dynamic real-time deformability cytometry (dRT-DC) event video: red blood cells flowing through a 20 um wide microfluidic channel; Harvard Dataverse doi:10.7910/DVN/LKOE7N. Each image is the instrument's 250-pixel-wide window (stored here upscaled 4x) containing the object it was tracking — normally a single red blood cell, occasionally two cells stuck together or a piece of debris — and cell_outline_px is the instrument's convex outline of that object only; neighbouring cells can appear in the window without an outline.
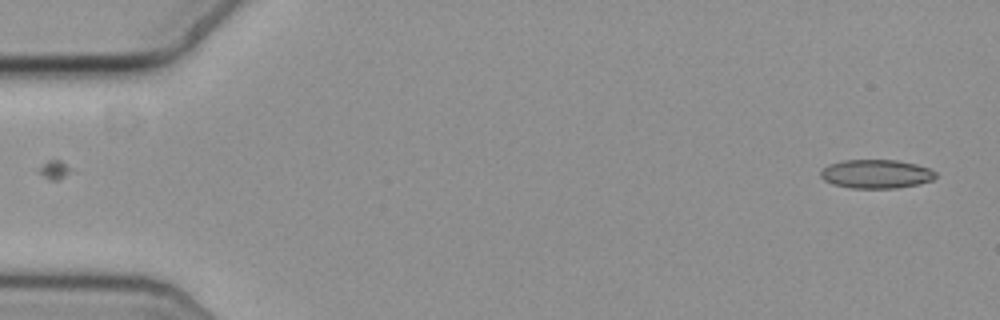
{"species": "common noctule bat (a hibernating species)", "species_latin": "Nyctalus noctula", "temperature_condition": "cold", "stored_images_in_passage": 55, "camera_frame_rate_fps": 3000, "um_per_image_px": 0.085, "animal": {"sex": "female", "body_mass_g": 19.3, "forearm_length_mm": 54.1}, "frame": {"image": 1, "passage_image": 1, "time_ms": 0.0, "image_size_px": [1000, 320], "cell_outline_px": [[936, 176], [932, 180], [916, 184], [896, 188], [852, 188], [832, 184], [824, 180], [820, 176], [820, 172], [828, 164], [844, 160], [896, 160], [916, 164], [928, 168], [936, 172]], "centroid_in_image_um": [74.45, 14.78], "position_along_channel_um": 10.6, "area_um2": 19.19}}
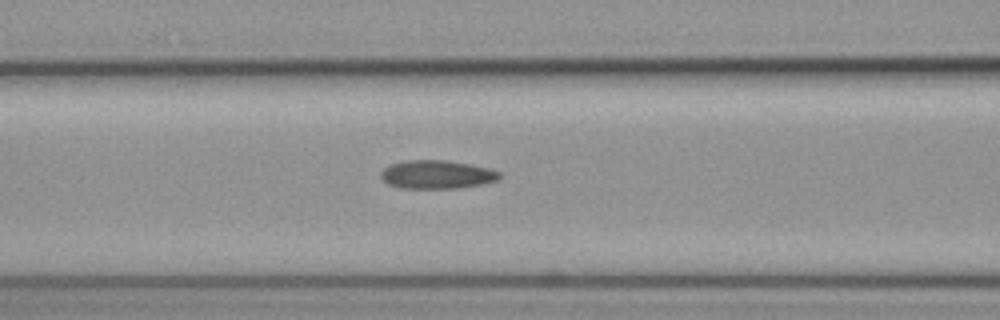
{"frame": {"image": 2, "passage_image": 22, "time_ms": 7.0, "image_size_px": [1000, 320], "cell_outline_px": [[500, 176], [496, 180], [484, 184], [460, 188], [400, 188], [388, 184], [380, 176], [380, 172], [384, 168], [392, 164], [404, 160], [448, 160], [488, 168], [500, 172]], "centroid_in_image_um": [37.12, 14.83], "position_along_channel_um": 129.5, "area_um2": 19.65}}
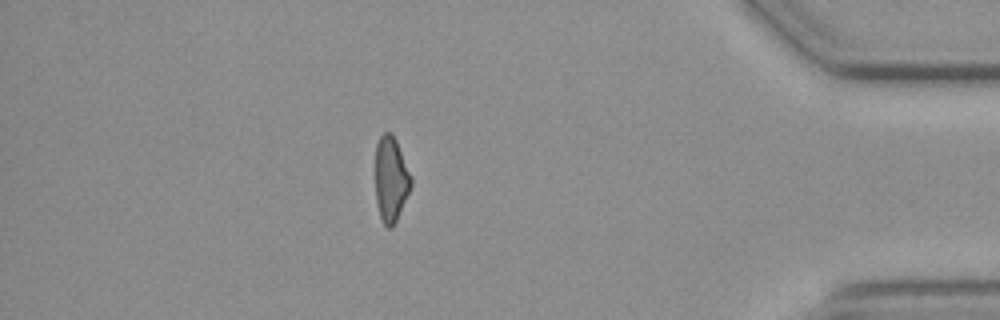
{"frame": {"image": 3, "passage_image": 48, "time_ms": 15.667, "image_size_px": [1000, 320], "cell_outline_px": [[412, 184], [396, 220], [392, 228], [388, 228], [384, 224], [380, 216], [376, 200], [376, 144], [380, 136], [384, 132], [392, 132], [396, 140], [412, 176]], "centroid_in_image_um": [33.23, 15.2], "position_along_channel_um": 402.0, "area_um2": 17.57}}